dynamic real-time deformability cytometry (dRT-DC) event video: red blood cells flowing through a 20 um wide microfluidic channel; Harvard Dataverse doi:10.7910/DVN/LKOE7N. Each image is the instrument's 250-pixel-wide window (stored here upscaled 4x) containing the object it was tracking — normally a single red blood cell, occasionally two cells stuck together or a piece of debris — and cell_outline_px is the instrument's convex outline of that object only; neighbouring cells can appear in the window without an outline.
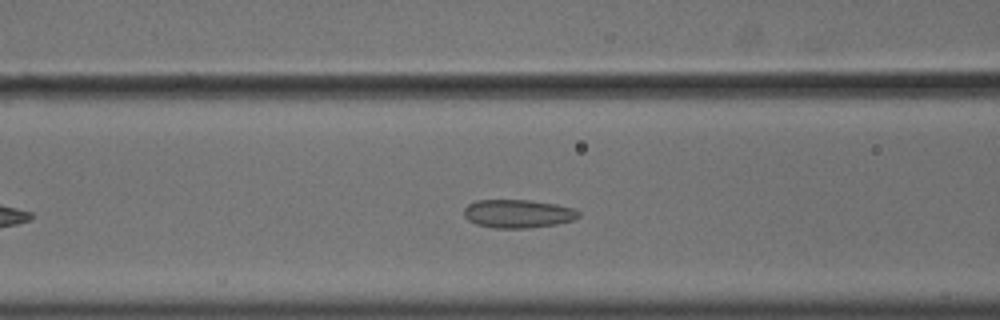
{"species": "common noctule bat (a hibernating species)", "species_latin": "Nyctalus noctula", "temperature_condition": "cold", "stored_images_in_passage": 47, "camera_frame_rate_fps": 3000, "um_per_image_px": 0.085, "animal": {"sex": "male", "body_mass_g": 18.8}, "frame": {"image": 1, "passage_image": 13, "time_ms": 4.0, "image_size_px": [1000, 320], "cell_outline_px": [[580, 216], [572, 220], [556, 224], [528, 228], [492, 228], [476, 224], [468, 220], [464, 216], [464, 208], [468, 204], [476, 200], [528, 200], [556, 204], [576, 208], [580, 212]], "centroid_in_image_um": [44.02, 18.16], "position_along_channel_um": 122.6, "area_um2": 19.07}}
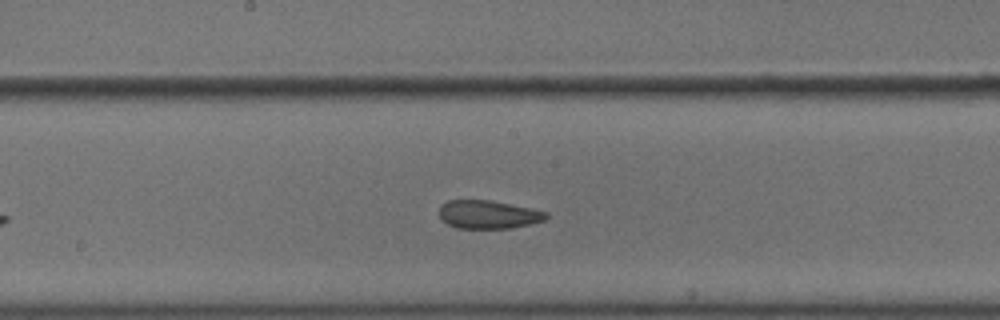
{"frame": {"image": 2, "passage_image": 20, "time_ms": 6.333, "image_size_px": [1000, 320], "cell_outline_px": [[548, 216], [544, 220], [512, 228], [456, 228], [448, 224], [440, 216], [440, 204], [448, 200], [488, 200], [532, 208], [548, 212]], "centroid_in_image_um": [41.5, 18.22], "position_along_channel_um": 206.7, "area_um2": 17.51}}
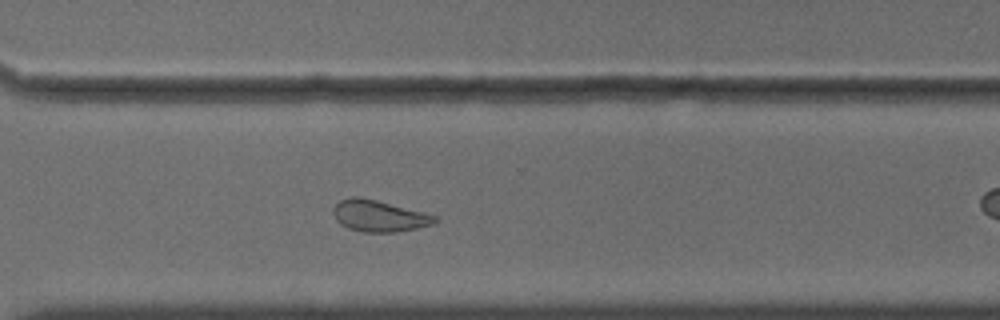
{"frame": {"image": 3, "passage_image": 31, "time_ms": 10.0, "image_size_px": [1000, 320], "cell_outline_px": [[440, 220], [432, 224], [416, 228], [396, 232], [364, 232], [348, 228], [340, 224], [336, 220], [332, 212], [332, 208], [340, 200], [352, 196], [356, 196], [376, 200], [436, 216]], "centroid_in_image_um": [32.17, 18.36], "position_along_channel_um": 338.4, "area_um2": 18.44}, "authors_computed_cell_mechanics": {"area_um2": 19.7098, "velocity_mm_per_s": 3.601, "shape_relaxation_time_tau1_ms": null, "shape_relaxation_time_tau2_ms": 1.9744, "deformation_change_tau1": null, "deformation_change_tau2": 0.068}}